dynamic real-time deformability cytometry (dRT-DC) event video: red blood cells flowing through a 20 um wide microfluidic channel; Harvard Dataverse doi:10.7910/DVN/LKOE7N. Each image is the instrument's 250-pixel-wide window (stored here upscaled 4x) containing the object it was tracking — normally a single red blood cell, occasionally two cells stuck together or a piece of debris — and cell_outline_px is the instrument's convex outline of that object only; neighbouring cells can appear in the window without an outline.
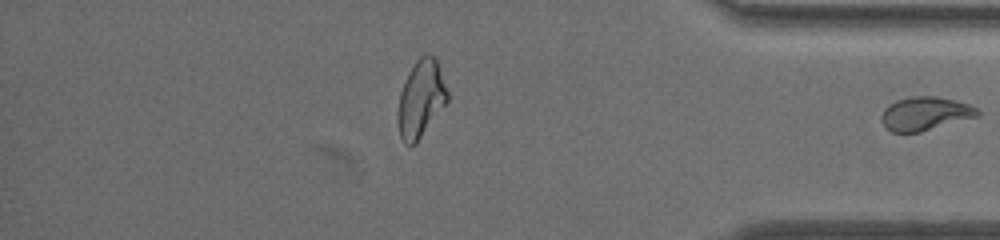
{"species": "common noctule bat (a hibernating species)", "species_latin": "Nyctalus noctula", "temperature_condition": "warm", "stored_images_in_passage": 37, "segment_of_instrument_passage": [2, 2], "camera_frame_rate_fps": 3000, "um_per_image_px": 0.085, "animal": {"sex": "female", "body_mass_g": 19.5, "forearm_length_mm": 54.1}, "frame": {"image": 1, "passage_image": 37, "time_ms": 12.0, "image_size_px": [1000, 240], "cell_outline_px": [[980, 116], [920, 132], [892, 132], [884, 128], [880, 120], [880, 116], [884, 108], [896, 100], [908, 96], [936, 96], [956, 100], [980, 108]], "centroid_in_image_um": [78.64, 9.65], "position_along_channel_um": 356.6, "area_um2": 19.19}}